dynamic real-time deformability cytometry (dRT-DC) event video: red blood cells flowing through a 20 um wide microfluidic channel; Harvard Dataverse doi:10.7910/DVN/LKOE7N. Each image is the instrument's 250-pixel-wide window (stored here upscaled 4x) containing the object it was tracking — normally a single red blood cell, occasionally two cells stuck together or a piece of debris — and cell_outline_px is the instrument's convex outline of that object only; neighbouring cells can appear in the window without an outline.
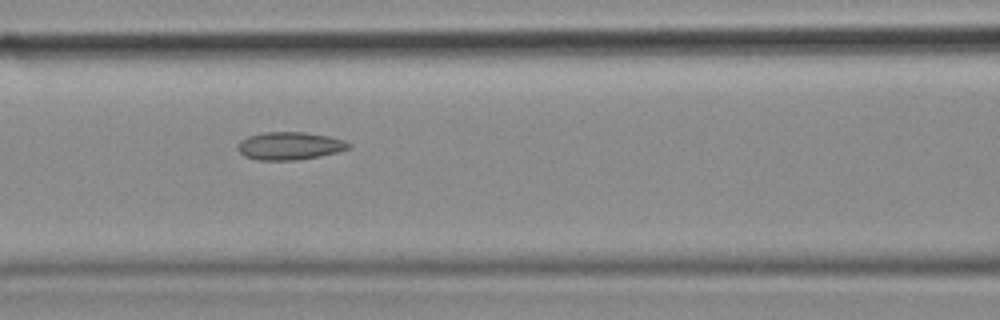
{"species": "common noctule bat (a hibernating species)", "species_latin": "Nyctalus noctula", "temperature_condition": "cold", "stored_images_in_passage": 48, "camera_frame_rate_fps": 3000, "um_per_image_px": 0.085, "animal": {"sex": "female", "body_mass_g": 18.4}, "frame": {"image": 1, "passage_image": 21, "time_ms": 6.667, "image_size_px": [1000, 320], "cell_outline_px": [[352, 148], [320, 156], [296, 160], [260, 160], [244, 156], [240, 152], [240, 140], [248, 136], [264, 132], [304, 132], [328, 136], [344, 140], [352, 144]], "centroid_in_image_um": [24.67, 12.39], "position_along_channel_um": 141.9, "area_um2": 17.86}}